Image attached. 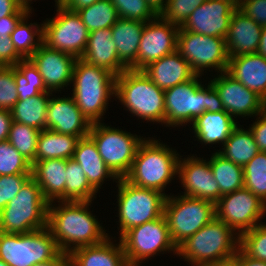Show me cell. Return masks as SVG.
Returning a JSON list of instances; mask_svg holds the SVG:
<instances>
[{
    "mask_svg": "<svg viewBox=\"0 0 266 266\" xmlns=\"http://www.w3.org/2000/svg\"><path fill=\"white\" fill-rule=\"evenodd\" d=\"M91 204L92 201L48 203L47 227L62 253L70 254L77 248L99 244L110 236L91 213Z\"/></svg>",
    "mask_w": 266,
    "mask_h": 266,
    "instance_id": "obj_1",
    "label": "cell"
},
{
    "mask_svg": "<svg viewBox=\"0 0 266 266\" xmlns=\"http://www.w3.org/2000/svg\"><path fill=\"white\" fill-rule=\"evenodd\" d=\"M155 138L144 139L136 151L132 167L124 177L133 185L165 193V187L177 177L180 155Z\"/></svg>",
    "mask_w": 266,
    "mask_h": 266,
    "instance_id": "obj_2",
    "label": "cell"
},
{
    "mask_svg": "<svg viewBox=\"0 0 266 266\" xmlns=\"http://www.w3.org/2000/svg\"><path fill=\"white\" fill-rule=\"evenodd\" d=\"M239 243L238 233L215 217L177 247V256L191 266H212L236 256Z\"/></svg>",
    "mask_w": 266,
    "mask_h": 266,
    "instance_id": "obj_3",
    "label": "cell"
},
{
    "mask_svg": "<svg viewBox=\"0 0 266 266\" xmlns=\"http://www.w3.org/2000/svg\"><path fill=\"white\" fill-rule=\"evenodd\" d=\"M72 83L78 108L91 123L101 122L109 100L116 94V76L79 58L73 67Z\"/></svg>",
    "mask_w": 266,
    "mask_h": 266,
    "instance_id": "obj_4",
    "label": "cell"
},
{
    "mask_svg": "<svg viewBox=\"0 0 266 266\" xmlns=\"http://www.w3.org/2000/svg\"><path fill=\"white\" fill-rule=\"evenodd\" d=\"M115 97L132 116L165 126L164 90L142 70L126 69L116 76Z\"/></svg>",
    "mask_w": 266,
    "mask_h": 266,
    "instance_id": "obj_5",
    "label": "cell"
},
{
    "mask_svg": "<svg viewBox=\"0 0 266 266\" xmlns=\"http://www.w3.org/2000/svg\"><path fill=\"white\" fill-rule=\"evenodd\" d=\"M199 78L200 75H195L187 82L164 90L167 127L191 125L205 111H213L218 107L216 90L210 81L204 85Z\"/></svg>",
    "mask_w": 266,
    "mask_h": 266,
    "instance_id": "obj_6",
    "label": "cell"
},
{
    "mask_svg": "<svg viewBox=\"0 0 266 266\" xmlns=\"http://www.w3.org/2000/svg\"><path fill=\"white\" fill-rule=\"evenodd\" d=\"M48 202L31 177L0 212V232L27 234L47 227Z\"/></svg>",
    "mask_w": 266,
    "mask_h": 266,
    "instance_id": "obj_7",
    "label": "cell"
},
{
    "mask_svg": "<svg viewBox=\"0 0 266 266\" xmlns=\"http://www.w3.org/2000/svg\"><path fill=\"white\" fill-rule=\"evenodd\" d=\"M116 183L120 237L133 227L163 216L167 197L164 193L133 185L125 178H118Z\"/></svg>",
    "mask_w": 266,
    "mask_h": 266,
    "instance_id": "obj_8",
    "label": "cell"
},
{
    "mask_svg": "<svg viewBox=\"0 0 266 266\" xmlns=\"http://www.w3.org/2000/svg\"><path fill=\"white\" fill-rule=\"evenodd\" d=\"M61 253L48 227L27 234L0 232V259L9 266H32Z\"/></svg>",
    "mask_w": 266,
    "mask_h": 266,
    "instance_id": "obj_9",
    "label": "cell"
},
{
    "mask_svg": "<svg viewBox=\"0 0 266 266\" xmlns=\"http://www.w3.org/2000/svg\"><path fill=\"white\" fill-rule=\"evenodd\" d=\"M164 217L173 243L178 247L216 217L215 203L198 198L168 195Z\"/></svg>",
    "mask_w": 266,
    "mask_h": 266,
    "instance_id": "obj_10",
    "label": "cell"
},
{
    "mask_svg": "<svg viewBox=\"0 0 266 266\" xmlns=\"http://www.w3.org/2000/svg\"><path fill=\"white\" fill-rule=\"evenodd\" d=\"M88 135L94 140L106 166L117 178H124L129 173L138 146L145 139L121 128L107 126L104 122L92 123Z\"/></svg>",
    "mask_w": 266,
    "mask_h": 266,
    "instance_id": "obj_11",
    "label": "cell"
},
{
    "mask_svg": "<svg viewBox=\"0 0 266 266\" xmlns=\"http://www.w3.org/2000/svg\"><path fill=\"white\" fill-rule=\"evenodd\" d=\"M118 238L129 266H140V263L161 252L173 251L177 255V247L172 241L164 215L133 227Z\"/></svg>",
    "mask_w": 266,
    "mask_h": 266,
    "instance_id": "obj_12",
    "label": "cell"
},
{
    "mask_svg": "<svg viewBox=\"0 0 266 266\" xmlns=\"http://www.w3.org/2000/svg\"><path fill=\"white\" fill-rule=\"evenodd\" d=\"M177 51L189 63L196 75H204V70L221 73L227 70L229 56L225 38L206 36L179 28Z\"/></svg>",
    "mask_w": 266,
    "mask_h": 266,
    "instance_id": "obj_13",
    "label": "cell"
},
{
    "mask_svg": "<svg viewBox=\"0 0 266 266\" xmlns=\"http://www.w3.org/2000/svg\"><path fill=\"white\" fill-rule=\"evenodd\" d=\"M55 8V17L43 21V43L79 59L85 52L89 32L77 12L62 5Z\"/></svg>",
    "mask_w": 266,
    "mask_h": 266,
    "instance_id": "obj_14",
    "label": "cell"
},
{
    "mask_svg": "<svg viewBox=\"0 0 266 266\" xmlns=\"http://www.w3.org/2000/svg\"><path fill=\"white\" fill-rule=\"evenodd\" d=\"M216 218L240 236L262 223L266 204L250 190L242 188L222 195L215 203ZM238 231V232H237Z\"/></svg>",
    "mask_w": 266,
    "mask_h": 266,
    "instance_id": "obj_15",
    "label": "cell"
},
{
    "mask_svg": "<svg viewBox=\"0 0 266 266\" xmlns=\"http://www.w3.org/2000/svg\"><path fill=\"white\" fill-rule=\"evenodd\" d=\"M220 74L210 79L216 90L218 108L234 118L256 117L265 110V101L258 94L246 88L226 71Z\"/></svg>",
    "mask_w": 266,
    "mask_h": 266,
    "instance_id": "obj_16",
    "label": "cell"
},
{
    "mask_svg": "<svg viewBox=\"0 0 266 266\" xmlns=\"http://www.w3.org/2000/svg\"><path fill=\"white\" fill-rule=\"evenodd\" d=\"M76 58L62 51L47 47L44 43L26 61L48 92L57 91L72 84Z\"/></svg>",
    "mask_w": 266,
    "mask_h": 266,
    "instance_id": "obj_17",
    "label": "cell"
},
{
    "mask_svg": "<svg viewBox=\"0 0 266 266\" xmlns=\"http://www.w3.org/2000/svg\"><path fill=\"white\" fill-rule=\"evenodd\" d=\"M179 26L164 20L160 15L146 22L137 54V70L177 50Z\"/></svg>",
    "mask_w": 266,
    "mask_h": 266,
    "instance_id": "obj_18",
    "label": "cell"
},
{
    "mask_svg": "<svg viewBox=\"0 0 266 266\" xmlns=\"http://www.w3.org/2000/svg\"><path fill=\"white\" fill-rule=\"evenodd\" d=\"M179 157L177 177L185 192L184 196L209 200L216 203L219 200V185L213 177L210 160L195 157Z\"/></svg>",
    "mask_w": 266,
    "mask_h": 266,
    "instance_id": "obj_19",
    "label": "cell"
},
{
    "mask_svg": "<svg viewBox=\"0 0 266 266\" xmlns=\"http://www.w3.org/2000/svg\"><path fill=\"white\" fill-rule=\"evenodd\" d=\"M235 10L223 0H207L190 14L181 28L206 36L226 38Z\"/></svg>",
    "mask_w": 266,
    "mask_h": 266,
    "instance_id": "obj_20",
    "label": "cell"
},
{
    "mask_svg": "<svg viewBox=\"0 0 266 266\" xmlns=\"http://www.w3.org/2000/svg\"><path fill=\"white\" fill-rule=\"evenodd\" d=\"M53 96L47 105L46 129L79 138L88 136L92 123L78 108L74 98Z\"/></svg>",
    "mask_w": 266,
    "mask_h": 266,
    "instance_id": "obj_21",
    "label": "cell"
},
{
    "mask_svg": "<svg viewBox=\"0 0 266 266\" xmlns=\"http://www.w3.org/2000/svg\"><path fill=\"white\" fill-rule=\"evenodd\" d=\"M262 28L241 10L236 9L225 38L228 56L238 57L257 53Z\"/></svg>",
    "mask_w": 266,
    "mask_h": 266,
    "instance_id": "obj_22",
    "label": "cell"
},
{
    "mask_svg": "<svg viewBox=\"0 0 266 266\" xmlns=\"http://www.w3.org/2000/svg\"><path fill=\"white\" fill-rule=\"evenodd\" d=\"M82 60L104 68L115 76L128 69L117 54L116 45L112 40L111 28L98 29L89 33L88 42Z\"/></svg>",
    "mask_w": 266,
    "mask_h": 266,
    "instance_id": "obj_23",
    "label": "cell"
},
{
    "mask_svg": "<svg viewBox=\"0 0 266 266\" xmlns=\"http://www.w3.org/2000/svg\"><path fill=\"white\" fill-rule=\"evenodd\" d=\"M142 71L162 90L187 82L196 75L177 50L150 63Z\"/></svg>",
    "mask_w": 266,
    "mask_h": 266,
    "instance_id": "obj_24",
    "label": "cell"
},
{
    "mask_svg": "<svg viewBox=\"0 0 266 266\" xmlns=\"http://www.w3.org/2000/svg\"><path fill=\"white\" fill-rule=\"evenodd\" d=\"M226 72L266 101V58L258 53L229 57Z\"/></svg>",
    "mask_w": 266,
    "mask_h": 266,
    "instance_id": "obj_25",
    "label": "cell"
},
{
    "mask_svg": "<svg viewBox=\"0 0 266 266\" xmlns=\"http://www.w3.org/2000/svg\"><path fill=\"white\" fill-rule=\"evenodd\" d=\"M235 121L237 119L218 107L213 111H205L191 124L194 137L197 138L195 141L201 142L202 145H216V143L223 145L238 126V122Z\"/></svg>",
    "mask_w": 266,
    "mask_h": 266,
    "instance_id": "obj_26",
    "label": "cell"
},
{
    "mask_svg": "<svg viewBox=\"0 0 266 266\" xmlns=\"http://www.w3.org/2000/svg\"><path fill=\"white\" fill-rule=\"evenodd\" d=\"M32 178L38 183L48 202L65 201L66 160L44 159L31 167Z\"/></svg>",
    "mask_w": 266,
    "mask_h": 266,
    "instance_id": "obj_27",
    "label": "cell"
},
{
    "mask_svg": "<svg viewBox=\"0 0 266 266\" xmlns=\"http://www.w3.org/2000/svg\"><path fill=\"white\" fill-rule=\"evenodd\" d=\"M110 236L96 245L73 250L69 256L72 266H129L119 242L114 244Z\"/></svg>",
    "mask_w": 266,
    "mask_h": 266,
    "instance_id": "obj_28",
    "label": "cell"
},
{
    "mask_svg": "<svg viewBox=\"0 0 266 266\" xmlns=\"http://www.w3.org/2000/svg\"><path fill=\"white\" fill-rule=\"evenodd\" d=\"M73 159L81 166L88 182L97 192L107 178L113 181L118 180L106 166L94 140L89 135L79 139Z\"/></svg>",
    "mask_w": 266,
    "mask_h": 266,
    "instance_id": "obj_29",
    "label": "cell"
},
{
    "mask_svg": "<svg viewBox=\"0 0 266 266\" xmlns=\"http://www.w3.org/2000/svg\"><path fill=\"white\" fill-rule=\"evenodd\" d=\"M146 23L119 18L111 27L112 40L119 60L128 68L137 70V54L141 35Z\"/></svg>",
    "mask_w": 266,
    "mask_h": 266,
    "instance_id": "obj_30",
    "label": "cell"
},
{
    "mask_svg": "<svg viewBox=\"0 0 266 266\" xmlns=\"http://www.w3.org/2000/svg\"><path fill=\"white\" fill-rule=\"evenodd\" d=\"M79 139L77 136L60 134L48 129L40 131L34 163L44 159L73 158Z\"/></svg>",
    "mask_w": 266,
    "mask_h": 266,
    "instance_id": "obj_31",
    "label": "cell"
},
{
    "mask_svg": "<svg viewBox=\"0 0 266 266\" xmlns=\"http://www.w3.org/2000/svg\"><path fill=\"white\" fill-rule=\"evenodd\" d=\"M217 152L225 159L244 167L260 151L251 130L237 126Z\"/></svg>",
    "mask_w": 266,
    "mask_h": 266,
    "instance_id": "obj_32",
    "label": "cell"
},
{
    "mask_svg": "<svg viewBox=\"0 0 266 266\" xmlns=\"http://www.w3.org/2000/svg\"><path fill=\"white\" fill-rule=\"evenodd\" d=\"M52 94V92L46 91L24 101L18 100L11 110L13 121L40 131L46 129L47 105Z\"/></svg>",
    "mask_w": 266,
    "mask_h": 266,
    "instance_id": "obj_33",
    "label": "cell"
},
{
    "mask_svg": "<svg viewBox=\"0 0 266 266\" xmlns=\"http://www.w3.org/2000/svg\"><path fill=\"white\" fill-rule=\"evenodd\" d=\"M210 168L219 185V199L222 195L244 188L243 167L225 159L217 151L210 157Z\"/></svg>",
    "mask_w": 266,
    "mask_h": 266,
    "instance_id": "obj_34",
    "label": "cell"
},
{
    "mask_svg": "<svg viewBox=\"0 0 266 266\" xmlns=\"http://www.w3.org/2000/svg\"><path fill=\"white\" fill-rule=\"evenodd\" d=\"M29 11L17 24L10 37L16 51L27 61L43 44V24L30 23ZM41 25V26H40ZM36 36V37H35Z\"/></svg>",
    "mask_w": 266,
    "mask_h": 266,
    "instance_id": "obj_35",
    "label": "cell"
},
{
    "mask_svg": "<svg viewBox=\"0 0 266 266\" xmlns=\"http://www.w3.org/2000/svg\"><path fill=\"white\" fill-rule=\"evenodd\" d=\"M65 201H93L98 193L88 182L81 166L73 159L66 160Z\"/></svg>",
    "mask_w": 266,
    "mask_h": 266,
    "instance_id": "obj_36",
    "label": "cell"
},
{
    "mask_svg": "<svg viewBox=\"0 0 266 266\" xmlns=\"http://www.w3.org/2000/svg\"><path fill=\"white\" fill-rule=\"evenodd\" d=\"M76 12L89 33L98 29L111 28L119 19L116 8L110 0H98Z\"/></svg>",
    "mask_w": 266,
    "mask_h": 266,
    "instance_id": "obj_37",
    "label": "cell"
},
{
    "mask_svg": "<svg viewBox=\"0 0 266 266\" xmlns=\"http://www.w3.org/2000/svg\"><path fill=\"white\" fill-rule=\"evenodd\" d=\"M39 133L40 130L36 128L13 121L8 134L7 140L31 166L35 160Z\"/></svg>",
    "mask_w": 266,
    "mask_h": 266,
    "instance_id": "obj_38",
    "label": "cell"
},
{
    "mask_svg": "<svg viewBox=\"0 0 266 266\" xmlns=\"http://www.w3.org/2000/svg\"><path fill=\"white\" fill-rule=\"evenodd\" d=\"M244 188L266 204V152H258L244 167Z\"/></svg>",
    "mask_w": 266,
    "mask_h": 266,
    "instance_id": "obj_39",
    "label": "cell"
},
{
    "mask_svg": "<svg viewBox=\"0 0 266 266\" xmlns=\"http://www.w3.org/2000/svg\"><path fill=\"white\" fill-rule=\"evenodd\" d=\"M239 249L251 259L266 262V223L242 233Z\"/></svg>",
    "mask_w": 266,
    "mask_h": 266,
    "instance_id": "obj_40",
    "label": "cell"
},
{
    "mask_svg": "<svg viewBox=\"0 0 266 266\" xmlns=\"http://www.w3.org/2000/svg\"><path fill=\"white\" fill-rule=\"evenodd\" d=\"M14 79L17 85L19 100H26L46 92L42 81L34 74L33 69L27 64L14 66Z\"/></svg>",
    "mask_w": 266,
    "mask_h": 266,
    "instance_id": "obj_41",
    "label": "cell"
},
{
    "mask_svg": "<svg viewBox=\"0 0 266 266\" xmlns=\"http://www.w3.org/2000/svg\"><path fill=\"white\" fill-rule=\"evenodd\" d=\"M31 167V164L8 140L0 142V176L32 174Z\"/></svg>",
    "mask_w": 266,
    "mask_h": 266,
    "instance_id": "obj_42",
    "label": "cell"
},
{
    "mask_svg": "<svg viewBox=\"0 0 266 266\" xmlns=\"http://www.w3.org/2000/svg\"><path fill=\"white\" fill-rule=\"evenodd\" d=\"M119 18L148 22L159 14L146 0H110Z\"/></svg>",
    "mask_w": 266,
    "mask_h": 266,
    "instance_id": "obj_43",
    "label": "cell"
},
{
    "mask_svg": "<svg viewBox=\"0 0 266 266\" xmlns=\"http://www.w3.org/2000/svg\"><path fill=\"white\" fill-rule=\"evenodd\" d=\"M207 0H168L165 8L160 12V16L181 27L190 14Z\"/></svg>",
    "mask_w": 266,
    "mask_h": 266,
    "instance_id": "obj_44",
    "label": "cell"
},
{
    "mask_svg": "<svg viewBox=\"0 0 266 266\" xmlns=\"http://www.w3.org/2000/svg\"><path fill=\"white\" fill-rule=\"evenodd\" d=\"M18 100L14 66H0V109L11 111Z\"/></svg>",
    "mask_w": 266,
    "mask_h": 266,
    "instance_id": "obj_45",
    "label": "cell"
},
{
    "mask_svg": "<svg viewBox=\"0 0 266 266\" xmlns=\"http://www.w3.org/2000/svg\"><path fill=\"white\" fill-rule=\"evenodd\" d=\"M32 174H13L0 176V212L19 193Z\"/></svg>",
    "mask_w": 266,
    "mask_h": 266,
    "instance_id": "obj_46",
    "label": "cell"
},
{
    "mask_svg": "<svg viewBox=\"0 0 266 266\" xmlns=\"http://www.w3.org/2000/svg\"><path fill=\"white\" fill-rule=\"evenodd\" d=\"M26 60L16 51L11 37H0V66H17Z\"/></svg>",
    "mask_w": 266,
    "mask_h": 266,
    "instance_id": "obj_47",
    "label": "cell"
},
{
    "mask_svg": "<svg viewBox=\"0 0 266 266\" xmlns=\"http://www.w3.org/2000/svg\"><path fill=\"white\" fill-rule=\"evenodd\" d=\"M239 10L258 25L266 26V0H243Z\"/></svg>",
    "mask_w": 266,
    "mask_h": 266,
    "instance_id": "obj_48",
    "label": "cell"
},
{
    "mask_svg": "<svg viewBox=\"0 0 266 266\" xmlns=\"http://www.w3.org/2000/svg\"><path fill=\"white\" fill-rule=\"evenodd\" d=\"M260 152H266V111L258 114L249 127Z\"/></svg>",
    "mask_w": 266,
    "mask_h": 266,
    "instance_id": "obj_49",
    "label": "cell"
},
{
    "mask_svg": "<svg viewBox=\"0 0 266 266\" xmlns=\"http://www.w3.org/2000/svg\"><path fill=\"white\" fill-rule=\"evenodd\" d=\"M31 10L21 7L15 14L0 19V37L10 36L19 21Z\"/></svg>",
    "mask_w": 266,
    "mask_h": 266,
    "instance_id": "obj_50",
    "label": "cell"
},
{
    "mask_svg": "<svg viewBox=\"0 0 266 266\" xmlns=\"http://www.w3.org/2000/svg\"><path fill=\"white\" fill-rule=\"evenodd\" d=\"M12 122L11 111L0 109V142L8 139Z\"/></svg>",
    "mask_w": 266,
    "mask_h": 266,
    "instance_id": "obj_51",
    "label": "cell"
},
{
    "mask_svg": "<svg viewBox=\"0 0 266 266\" xmlns=\"http://www.w3.org/2000/svg\"><path fill=\"white\" fill-rule=\"evenodd\" d=\"M21 7L19 0H0V19L15 14Z\"/></svg>",
    "mask_w": 266,
    "mask_h": 266,
    "instance_id": "obj_52",
    "label": "cell"
},
{
    "mask_svg": "<svg viewBox=\"0 0 266 266\" xmlns=\"http://www.w3.org/2000/svg\"><path fill=\"white\" fill-rule=\"evenodd\" d=\"M32 266H72V265L69 254L61 253L55 259L41 263H35Z\"/></svg>",
    "mask_w": 266,
    "mask_h": 266,
    "instance_id": "obj_53",
    "label": "cell"
},
{
    "mask_svg": "<svg viewBox=\"0 0 266 266\" xmlns=\"http://www.w3.org/2000/svg\"><path fill=\"white\" fill-rule=\"evenodd\" d=\"M98 0H66L62 6H64L67 10L76 12L81 8L92 5Z\"/></svg>",
    "mask_w": 266,
    "mask_h": 266,
    "instance_id": "obj_54",
    "label": "cell"
},
{
    "mask_svg": "<svg viewBox=\"0 0 266 266\" xmlns=\"http://www.w3.org/2000/svg\"><path fill=\"white\" fill-rule=\"evenodd\" d=\"M241 263V266H266V262L254 260L246 256L240 249L235 256Z\"/></svg>",
    "mask_w": 266,
    "mask_h": 266,
    "instance_id": "obj_55",
    "label": "cell"
},
{
    "mask_svg": "<svg viewBox=\"0 0 266 266\" xmlns=\"http://www.w3.org/2000/svg\"><path fill=\"white\" fill-rule=\"evenodd\" d=\"M257 53L266 58V26L262 28L261 38Z\"/></svg>",
    "mask_w": 266,
    "mask_h": 266,
    "instance_id": "obj_56",
    "label": "cell"
},
{
    "mask_svg": "<svg viewBox=\"0 0 266 266\" xmlns=\"http://www.w3.org/2000/svg\"><path fill=\"white\" fill-rule=\"evenodd\" d=\"M146 1L158 14H160V12L165 8L168 0H146Z\"/></svg>",
    "mask_w": 266,
    "mask_h": 266,
    "instance_id": "obj_57",
    "label": "cell"
},
{
    "mask_svg": "<svg viewBox=\"0 0 266 266\" xmlns=\"http://www.w3.org/2000/svg\"><path fill=\"white\" fill-rule=\"evenodd\" d=\"M212 266H241L240 261L234 256Z\"/></svg>",
    "mask_w": 266,
    "mask_h": 266,
    "instance_id": "obj_58",
    "label": "cell"
},
{
    "mask_svg": "<svg viewBox=\"0 0 266 266\" xmlns=\"http://www.w3.org/2000/svg\"><path fill=\"white\" fill-rule=\"evenodd\" d=\"M230 5H232L235 9H239L243 3V0H223Z\"/></svg>",
    "mask_w": 266,
    "mask_h": 266,
    "instance_id": "obj_59",
    "label": "cell"
},
{
    "mask_svg": "<svg viewBox=\"0 0 266 266\" xmlns=\"http://www.w3.org/2000/svg\"><path fill=\"white\" fill-rule=\"evenodd\" d=\"M19 2L21 3V5H22L23 7H25V8H27V9H29V10L32 11L33 8H31V6H30L32 0H19ZM35 2H36V0H35Z\"/></svg>",
    "mask_w": 266,
    "mask_h": 266,
    "instance_id": "obj_60",
    "label": "cell"
},
{
    "mask_svg": "<svg viewBox=\"0 0 266 266\" xmlns=\"http://www.w3.org/2000/svg\"><path fill=\"white\" fill-rule=\"evenodd\" d=\"M65 1L66 0H55V2H56L55 6L56 5H62Z\"/></svg>",
    "mask_w": 266,
    "mask_h": 266,
    "instance_id": "obj_61",
    "label": "cell"
},
{
    "mask_svg": "<svg viewBox=\"0 0 266 266\" xmlns=\"http://www.w3.org/2000/svg\"><path fill=\"white\" fill-rule=\"evenodd\" d=\"M0 266H9V265L6 264L4 261H2V260L0 259Z\"/></svg>",
    "mask_w": 266,
    "mask_h": 266,
    "instance_id": "obj_62",
    "label": "cell"
}]
</instances>
